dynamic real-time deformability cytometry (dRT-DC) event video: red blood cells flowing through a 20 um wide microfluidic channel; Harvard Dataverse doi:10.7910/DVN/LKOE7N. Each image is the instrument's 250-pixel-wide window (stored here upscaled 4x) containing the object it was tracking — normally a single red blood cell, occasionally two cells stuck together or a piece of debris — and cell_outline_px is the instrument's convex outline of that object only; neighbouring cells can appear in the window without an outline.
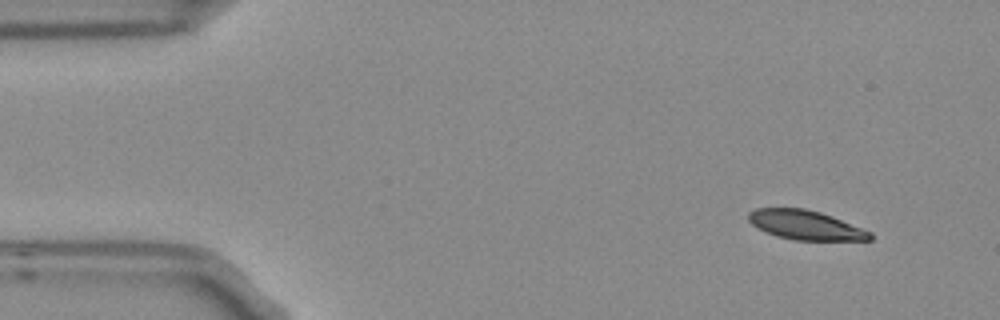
{"species": "Egyptian fruit bat (a non-hibernating species)", "species_latin": "Rousettus aegyptiacus", "temperature_condition": "room temperature", "stored_images_in_passage": 4, "camera_frame_rate_fps": 3000, "um_per_image_px": 0.085, "frame": {"image": 1, "passage_image": 4, "time_ms": 1.0, "image_size_px": [1000, 320], "cell_outline_px": [[872, 240], [796, 240], [776, 236], [752, 224], [748, 220], [748, 212], [756, 208], [804, 208], [820, 212], [832, 216], [872, 232]], "centroid_in_image_um": [68.48, 19.12], "position_along_channel_um": 16.5, "area_um2": 20.63}}